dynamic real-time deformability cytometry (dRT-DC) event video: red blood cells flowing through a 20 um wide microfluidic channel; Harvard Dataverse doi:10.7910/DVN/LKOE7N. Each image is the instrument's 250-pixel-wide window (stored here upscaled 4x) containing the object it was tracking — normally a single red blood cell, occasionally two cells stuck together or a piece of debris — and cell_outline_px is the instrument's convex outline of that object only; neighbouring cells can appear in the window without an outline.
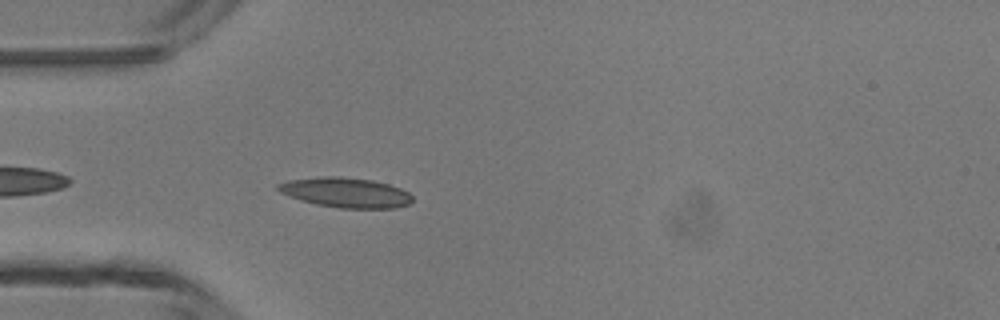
{"species": "common noctule bat (a hibernating species)", "species_latin": "Nyctalus noctula", "temperature_condition": "room temperature", "stored_images_in_passage": 5, "camera_frame_rate_fps": 3000, "um_per_image_px": 0.085, "animal": {"sex": "male", "body_mass_g": 13.3}, "frame": {"image": 1, "passage_image": 5, "time_ms": 4.333, "image_size_px": [1000, 320], "cell_outline_px": [[412, 200], [408, 204], [396, 208], [340, 208], [316, 204], [300, 200], [280, 192], [276, 188], [276, 184], [288, 180], [320, 176], [340, 176], [372, 180], [388, 184], [400, 188], [408, 192], [412, 196]], "centroid_in_image_um": [29.36, 16.36], "position_along_channel_um": 55.6, "area_um2": 23.47}}